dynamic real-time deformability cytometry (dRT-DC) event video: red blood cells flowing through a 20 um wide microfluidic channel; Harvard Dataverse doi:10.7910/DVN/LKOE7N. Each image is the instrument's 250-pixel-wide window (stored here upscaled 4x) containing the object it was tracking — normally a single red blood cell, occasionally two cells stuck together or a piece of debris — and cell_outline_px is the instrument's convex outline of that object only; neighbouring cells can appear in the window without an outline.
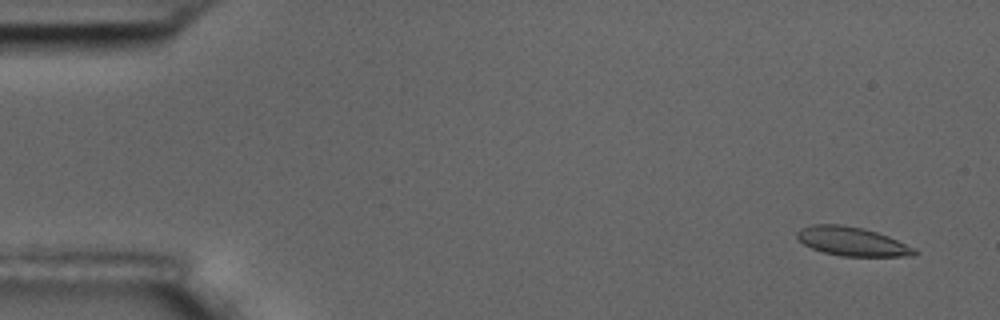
{"species": "common noctule bat (a hibernating species)", "species_latin": "Nyctalus noctula", "temperature_condition": "room temperature", "stored_images_in_passage": 4, "camera_frame_rate_fps": 3000, "um_per_image_px": 0.085, "animal": {"sex": "male", "body_mass_g": 17.5, "forearm_length_mm": 52.3}, "frame": {"image": 1, "passage_image": 1, "time_ms": 0.0, "image_size_px": [1000, 320], "cell_outline_px": [[920, 252], [912, 256], [840, 256], [824, 252], [812, 248], [804, 244], [796, 236], [796, 232], [800, 228], [812, 224], [840, 224], [864, 228], [888, 236], [916, 248]], "centroid_in_image_um": [72.44, 20.52], "position_along_channel_um": 12.6, "area_um2": 19.83}}